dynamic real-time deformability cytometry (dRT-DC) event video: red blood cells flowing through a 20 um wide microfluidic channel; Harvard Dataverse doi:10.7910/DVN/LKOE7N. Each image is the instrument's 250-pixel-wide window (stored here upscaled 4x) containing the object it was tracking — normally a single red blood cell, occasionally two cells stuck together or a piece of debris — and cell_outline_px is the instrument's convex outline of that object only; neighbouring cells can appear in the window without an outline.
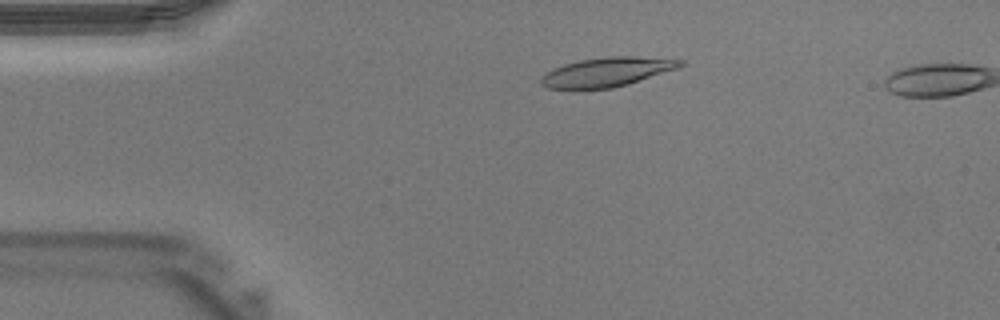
{"species": "Egyptian fruit bat (a non-hibernating species)", "species_latin": "Rousettus aegyptiacus", "temperature_condition": "warm", "stored_images_in_passage": 9, "camera_frame_rate_fps": 3000, "um_per_image_px": 0.085, "animal": {"sex": "male"}, "frame": {"image": 1, "passage_image": 8, "time_ms": 2.333, "image_size_px": [1000, 320], "cell_outline_px": [[684, 64], [680, 68], [628, 84], [612, 88], [548, 88], [540, 84], [540, 76], [552, 68], [564, 64], [580, 60], [608, 56], [636, 56], [684, 60]], "centroid_in_image_um": [51.6, 6.11], "position_along_channel_um": 33.4, "area_um2": 23.76}}